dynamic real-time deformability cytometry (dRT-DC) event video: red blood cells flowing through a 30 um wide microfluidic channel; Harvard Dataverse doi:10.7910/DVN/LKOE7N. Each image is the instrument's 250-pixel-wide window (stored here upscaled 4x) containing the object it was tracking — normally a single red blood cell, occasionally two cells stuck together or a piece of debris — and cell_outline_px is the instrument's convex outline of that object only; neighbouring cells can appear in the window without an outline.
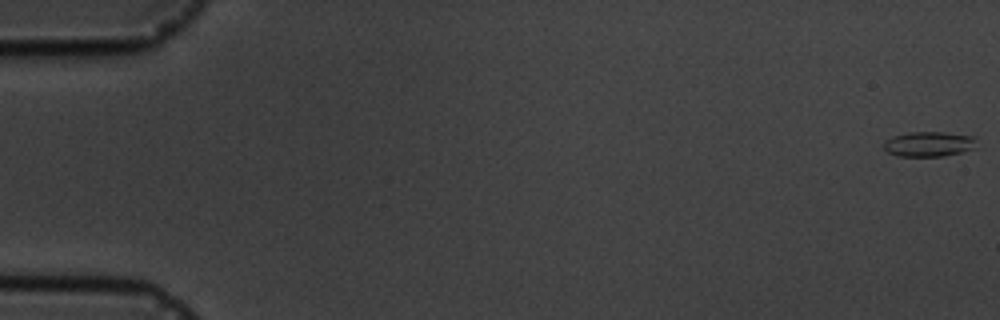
{"species": "common noctule bat (a hibernating species)", "species_latin": "Nyctalus noctula", "temperature_condition": "cold", "stored_images_in_passage": 16, "camera_frame_rate_fps": 3000, "um_per_image_px": 0.085, "animal": {"sex": "male", "body_mass_g": 19.5, "forearm_length_mm": 54.6}, "frame": {"image": 1, "passage_image": 1, "time_ms": 0.0, "image_size_px": [1000, 320], "cell_outline_px": [[976, 136], [972, 148], [960, 152], [944, 156], [896, 156], [888, 152], [884, 148], [884, 140], [892, 136], [908, 132], [944, 132]], "centroid_in_image_um": [78.9, 12.23], "position_along_channel_um": 6.1, "area_um2": 13.47}}
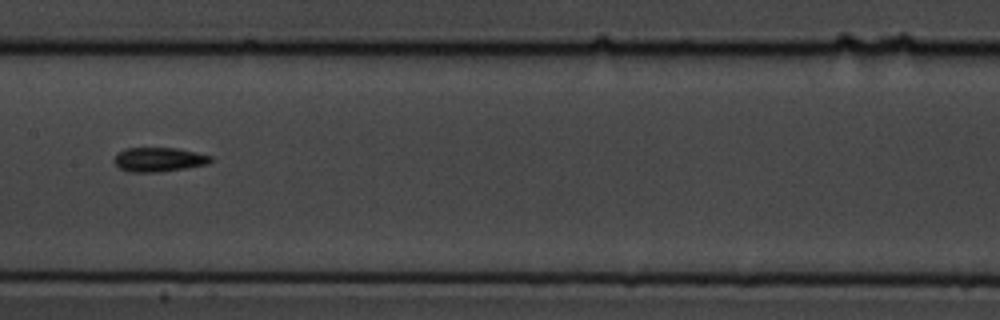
{"frame": {"image": 2, "passage_image": 9, "time_ms": 9.333, "image_size_px": [1000, 320], "cell_outline_px": [[212, 160], [208, 164], [160, 172], [132, 172], [120, 168], [112, 160], [124, 148], [176, 148], [196, 152], [212, 156]], "centroid_in_image_um": [13.51, 13.56], "position_along_channel_um": 193.9, "area_um2": 13.53}}
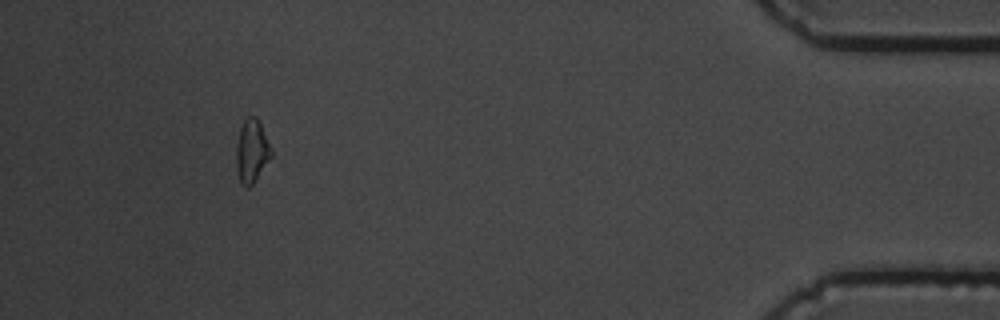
{"frame": {"image": 3, "passage_image": 16, "time_ms": 17.0, "image_size_px": [1000, 320], "cell_outline_px": [[272, 156], [252, 184], [248, 188], [240, 180], [236, 168], [236, 148], [240, 128], [244, 120], [248, 116], [256, 116], [260, 124], [272, 152]], "centroid_in_image_um": [21.38, 12.83], "position_along_channel_um": 413.8, "area_um2": 12.48}, "authors_computed_cell_mechanics": {"area_um2": 13.005, "velocity_mm_per_s": 3.6564, "shape_relaxation_time_tau1_ms": 1.5408, "shape_relaxation_time_tau2_ms": 8.2337, "deformation_change_tau1": 0.0877, "deformation_change_tau2": 0.142}}